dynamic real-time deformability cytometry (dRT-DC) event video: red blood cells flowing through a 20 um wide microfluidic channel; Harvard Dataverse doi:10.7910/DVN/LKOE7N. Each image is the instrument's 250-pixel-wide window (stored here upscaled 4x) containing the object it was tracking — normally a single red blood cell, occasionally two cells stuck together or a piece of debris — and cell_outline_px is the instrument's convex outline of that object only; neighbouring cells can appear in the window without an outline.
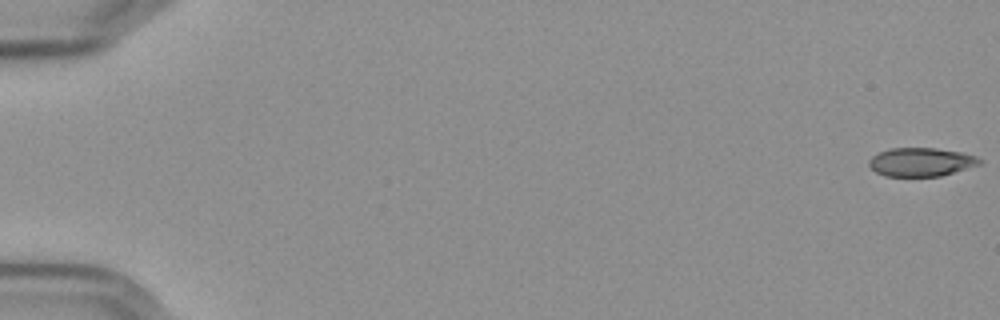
{"species": "Egyptian fruit bat (a non-hibernating species)", "species_latin": "Rousettus aegyptiacus", "temperature_condition": "cold", "stored_images_in_passage": 58, "camera_frame_rate_fps": 3000, "um_per_image_px": 0.085, "frame": {"image": 1, "passage_image": 1, "time_ms": 0.0, "image_size_px": [1000, 320], "cell_outline_px": [[984, 160], [980, 164], [940, 176], [884, 176], [876, 172], [868, 164], [868, 160], [872, 156], [880, 152], [892, 148], [936, 148], [960, 152], [976, 156]], "centroid_in_image_um": [78.29, 13.77], "position_along_channel_um": 6.7, "area_um2": 18.32}}
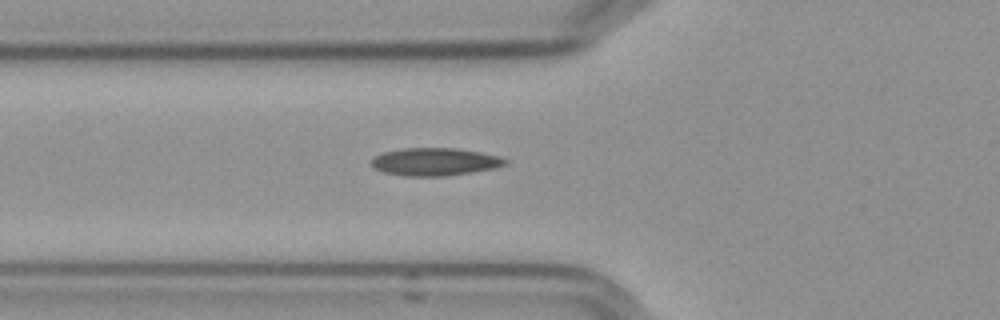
{"frame": {"image": 2, "passage_image": 22, "time_ms": 7.0, "image_size_px": [1000, 320], "cell_outline_px": [[508, 164], [492, 168], [472, 172], [448, 176], [404, 176], [384, 172], [376, 168], [372, 164], [372, 160], [376, 156], [384, 152], [400, 148], [456, 148], [480, 152], [500, 156], [508, 160]], "centroid_in_image_um": [37.0, 13.75], "position_along_channel_um": 88.8, "area_um2": 21.56}}
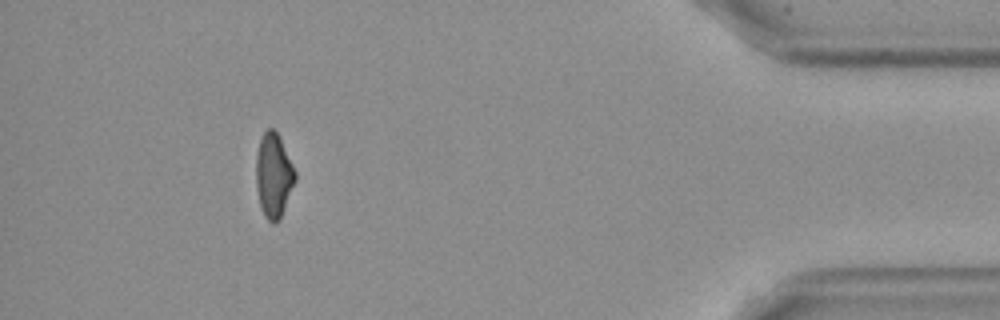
{"frame": {"image": 3, "passage_image": 53, "time_ms": 17.333, "image_size_px": [1000, 320], "cell_outline_px": [[296, 180], [280, 220], [272, 224], [264, 216], [260, 204], [256, 188], [256, 152], [260, 136], [268, 128], [272, 128], [280, 136], [296, 172]], "centroid_in_image_um": [23.25, 14.9], "position_along_channel_um": 411.9, "area_um2": 19.48}, "authors_computed_cell_mechanics": {"area_um2": 19.9988, "velocity_mm_per_s": 3.6119, "shape_relaxation_time_tau1_ms": 7.8874, "shape_relaxation_time_tau2_ms": null, "deformation_change_tau1": 0.1577, "deformation_change_tau2": null}}